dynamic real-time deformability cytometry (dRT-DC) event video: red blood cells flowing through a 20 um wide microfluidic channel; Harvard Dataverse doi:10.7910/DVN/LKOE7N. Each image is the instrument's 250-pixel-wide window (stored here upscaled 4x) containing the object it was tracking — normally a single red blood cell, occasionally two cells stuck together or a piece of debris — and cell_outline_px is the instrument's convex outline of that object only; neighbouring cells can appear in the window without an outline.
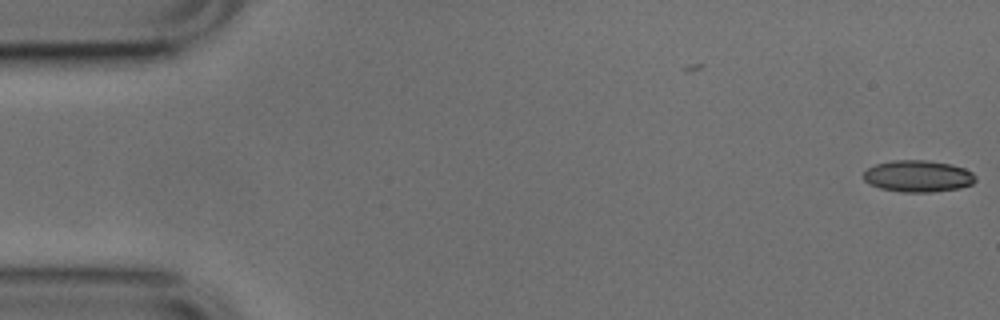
{"species": "common noctule bat (a hibernating species)", "species_latin": "Nyctalus noctula", "temperature_condition": "cold", "stored_images_in_passage": 5, "camera_frame_rate_fps": 3000, "um_per_image_px": 0.085, "animal": {"sex": "male", "body_mass_g": 17.9, "forearm_length_mm": 54.2}, "frame": {"image": 1, "passage_image": 5, "time_ms": 1.333, "image_size_px": [1000, 320], "cell_outline_px": [[976, 180], [972, 184], [960, 188], [932, 192], [900, 192], [880, 188], [868, 184], [864, 180], [864, 172], [868, 168], [876, 164], [892, 160], [928, 160], [948, 164], [964, 168], [972, 172], [976, 176]], "centroid_in_image_um": [78.02, 14.98], "position_along_channel_um": 7.0, "area_um2": 20.75}}